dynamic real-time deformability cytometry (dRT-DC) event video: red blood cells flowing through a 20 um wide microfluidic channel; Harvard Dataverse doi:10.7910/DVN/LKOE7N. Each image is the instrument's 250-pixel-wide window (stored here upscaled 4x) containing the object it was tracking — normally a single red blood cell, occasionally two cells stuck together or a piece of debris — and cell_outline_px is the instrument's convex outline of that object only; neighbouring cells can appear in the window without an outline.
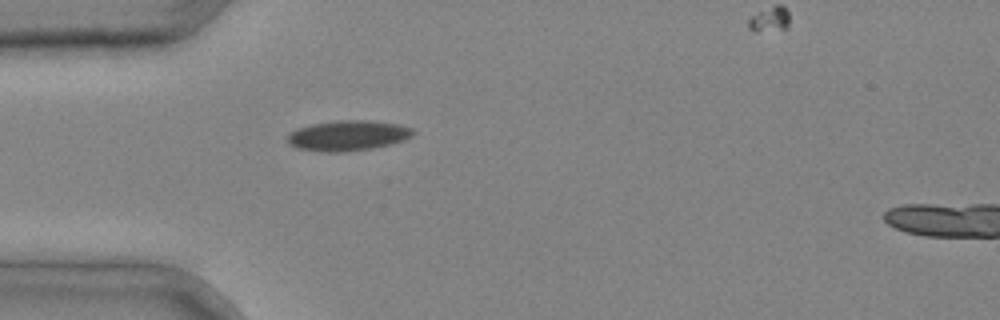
{"species": "common noctule bat (a hibernating species)", "species_latin": "Nyctalus noctula", "temperature_condition": "cold", "stored_images_in_passage": 4, "camera_frame_rate_fps": 3000, "um_per_image_px": 0.085, "animal": {"sex": "male", "body_mass_g": 20.4}, "frame": {"image": 1, "passage_image": 3, "time_ms": 0.667, "image_size_px": [1000, 320], "cell_outline_px": [[416, 132], [412, 136], [404, 140], [372, 148], [344, 152], [320, 152], [296, 148], [288, 144], [288, 132], [296, 128], [312, 124], [336, 120], [368, 120], [396, 124], [412, 128]], "centroid_in_image_um": [29.52, 11.52], "position_along_channel_um": 55.5, "area_um2": 22.31}}